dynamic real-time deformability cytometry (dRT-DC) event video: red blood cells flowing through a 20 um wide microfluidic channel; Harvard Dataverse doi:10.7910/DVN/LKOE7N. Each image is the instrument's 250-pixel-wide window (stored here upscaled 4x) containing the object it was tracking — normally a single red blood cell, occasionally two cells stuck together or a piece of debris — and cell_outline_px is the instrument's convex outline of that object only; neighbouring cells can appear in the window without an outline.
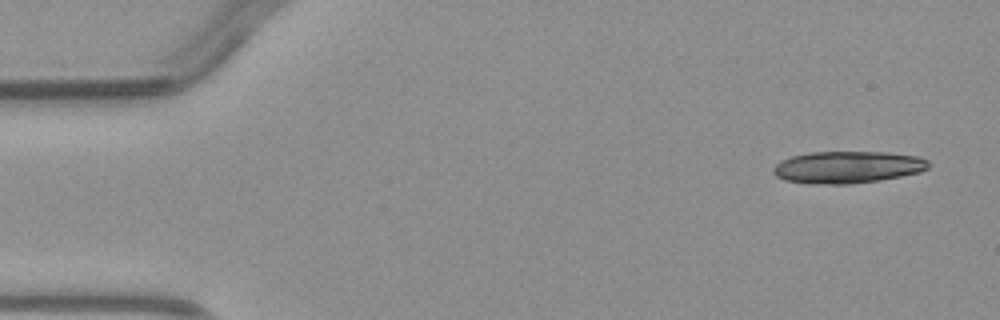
{"species": "common noctule bat (a hibernating species)", "species_latin": "Nyctalus noctula", "temperature_condition": "warm", "stored_images_in_passage": 3, "camera_frame_rate_fps": 3000, "um_per_image_px": 0.085, "animal": {"sex": "male", "body_mass_g": 23.1, "forearm_length_mm": 52.7}, "frame": {"image": 1, "passage_image": 1, "time_ms": 0.0, "image_size_px": [1000, 320], "cell_outline_px": [[932, 164], [928, 168], [920, 172], [880, 180], [848, 184], [808, 184], [784, 180], [776, 176], [772, 172], [772, 168], [780, 160], [792, 156], [808, 152], [888, 152], [920, 156], [928, 160]], "centroid_in_image_um": [72.04, 14.2], "position_along_channel_um": 13.0, "area_um2": 29.36}}